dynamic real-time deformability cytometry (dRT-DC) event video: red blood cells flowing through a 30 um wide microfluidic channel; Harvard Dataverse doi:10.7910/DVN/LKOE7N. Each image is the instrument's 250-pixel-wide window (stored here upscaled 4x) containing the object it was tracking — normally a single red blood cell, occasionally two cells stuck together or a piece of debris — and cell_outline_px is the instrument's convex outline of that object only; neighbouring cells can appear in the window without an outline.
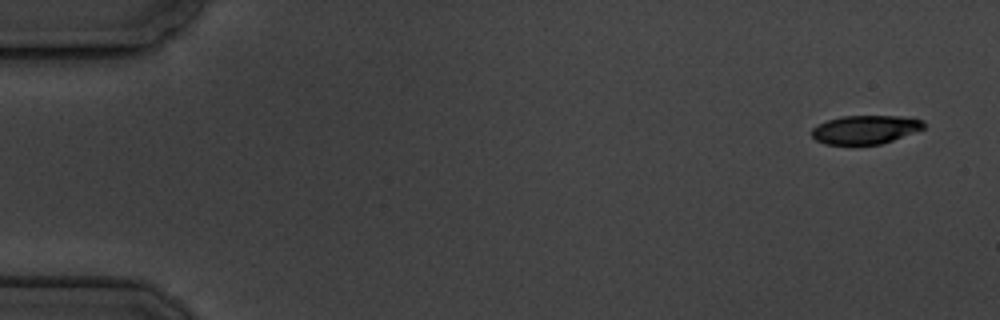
{"species": "common noctule bat (a hibernating species)", "species_latin": "Nyctalus noctula", "temperature_condition": "cold", "stored_images_in_passage": 5, "camera_frame_rate_fps": 3000, "um_per_image_px": 0.085, "animal": {"sex": "male", "body_mass_g": 19.5, "forearm_length_mm": 54.6}, "frame": {"image": 1, "passage_image": 1, "time_ms": 0.0, "image_size_px": [1000, 320], "cell_outline_px": [[924, 128], [892, 140], [880, 144], [824, 144], [816, 140], [812, 136], [812, 128], [828, 120], [840, 116], [900, 116], [924, 120]], "centroid_in_image_um": [73.54, 11.01], "position_along_channel_um": 11.5, "area_um2": 18.44}}
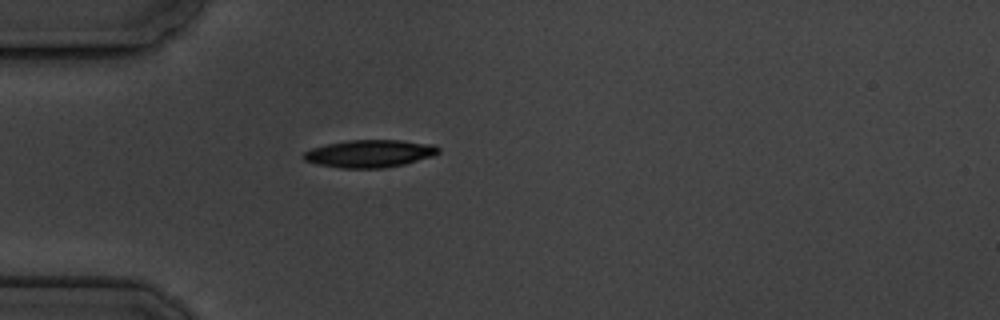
{"frame": {"image": 2, "passage_image": 5, "time_ms": 4.667, "image_size_px": [1000, 320], "cell_outline_px": [[440, 152], [432, 156], [404, 164], [384, 168], [340, 168], [316, 164], [304, 160], [300, 156], [304, 152], [312, 148], [328, 144], [348, 140], [400, 140], [436, 144], [440, 148]], "centroid_in_image_um": [31.42, 13.05], "position_along_channel_um": 53.6, "area_um2": 21.79}}